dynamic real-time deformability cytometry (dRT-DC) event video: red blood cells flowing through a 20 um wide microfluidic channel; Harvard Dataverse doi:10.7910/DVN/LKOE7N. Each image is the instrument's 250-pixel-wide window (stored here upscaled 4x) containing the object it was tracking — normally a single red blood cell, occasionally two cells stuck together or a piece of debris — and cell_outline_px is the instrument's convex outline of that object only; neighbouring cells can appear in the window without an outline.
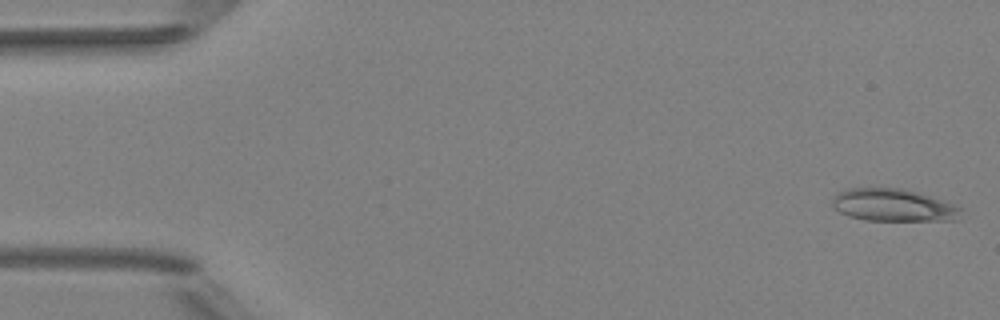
{"species": "Egyptian fruit bat (a non-hibernating species)", "species_latin": "Rousettus aegyptiacus", "temperature_condition": "room temperature", "stored_images_in_passage": 8, "camera_frame_rate_fps": 3000, "um_per_image_px": 0.085, "animal": {"sex": "female"}, "frame": {"image": 1, "passage_image": 1, "time_ms": 0.0, "image_size_px": [1000, 320], "cell_outline_px": [[964, 208], [960, 220], [864, 220], [848, 216], [840, 212], [832, 204], [832, 196], [848, 188], [904, 188], [920, 192]], "centroid_in_image_um": [75.98, 17.44], "position_along_channel_um": 9.0, "area_um2": 24.57}}
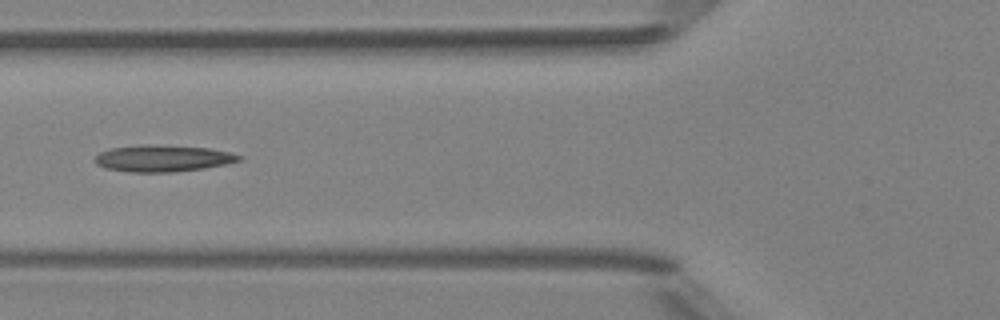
{"frame": {"image": 2, "passage_image": 6, "time_ms": 6.0, "image_size_px": [1000, 320], "cell_outline_px": [[240, 160], [224, 164], [204, 168], [172, 172], [132, 172], [104, 168], [96, 164], [92, 160], [100, 152], [112, 148], [148, 144], [208, 148], [228, 152], [240, 156]], "centroid_in_image_um": [13.77, 13.46], "position_along_channel_um": 112.0, "area_um2": 22.08}}
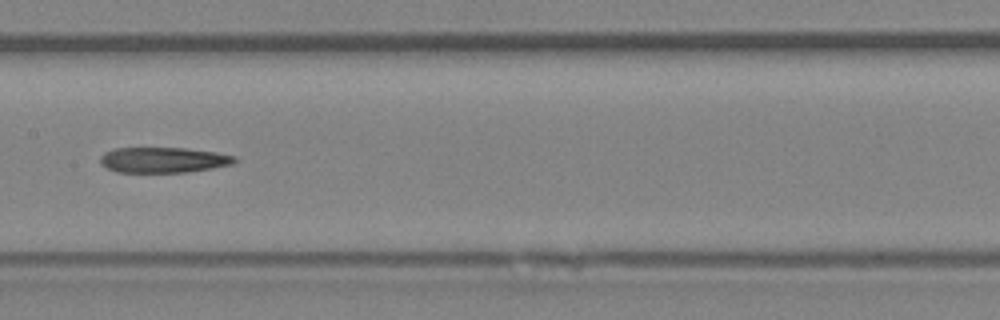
{"frame": {"image": 3, "passage_image": 8, "time_ms": 8.0, "image_size_px": [1000, 320], "cell_outline_px": [[236, 160], [232, 164], [212, 168], [184, 172], [116, 172], [100, 164], [100, 156], [104, 152], [116, 148], [184, 148], [216, 152], [236, 156]], "centroid_in_image_um": [13.86, 13.59], "position_along_channel_um": 193.5, "area_um2": 19.88}}